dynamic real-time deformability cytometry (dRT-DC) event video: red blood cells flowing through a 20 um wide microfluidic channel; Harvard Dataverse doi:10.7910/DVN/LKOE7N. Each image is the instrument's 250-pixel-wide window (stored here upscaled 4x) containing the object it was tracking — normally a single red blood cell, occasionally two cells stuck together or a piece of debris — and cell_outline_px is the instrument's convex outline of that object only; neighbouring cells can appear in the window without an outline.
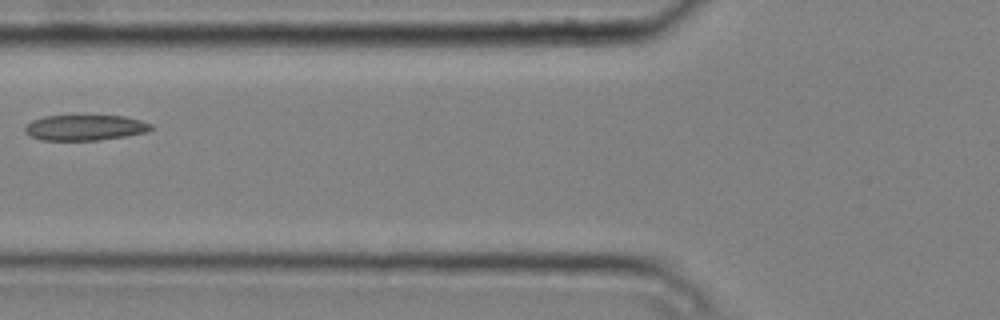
{"species": "common noctule bat (a hibernating species)", "species_latin": "Nyctalus noctula", "temperature_condition": "cold", "stored_images_in_passage": 4, "camera_frame_rate_fps": 3000, "um_per_image_px": 0.085, "animal": {"sex": "male", "body_mass_g": 20.4}, "frame": {"image": 1, "passage_image": 3, "time_ms": 0.667, "image_size_px": [1000, 320], "cell_outline_px": [[152, 128], [148, 132], [100, 140], [40, 140], [24, 132], [24, 128], [32, 120], [44, 116], [124, 116], [140, 120], [152, 124]], "centroid_in_image_um": [7.22, 10.85], "position_along_channel_um": 118.6, "area_um2": 18.67}}
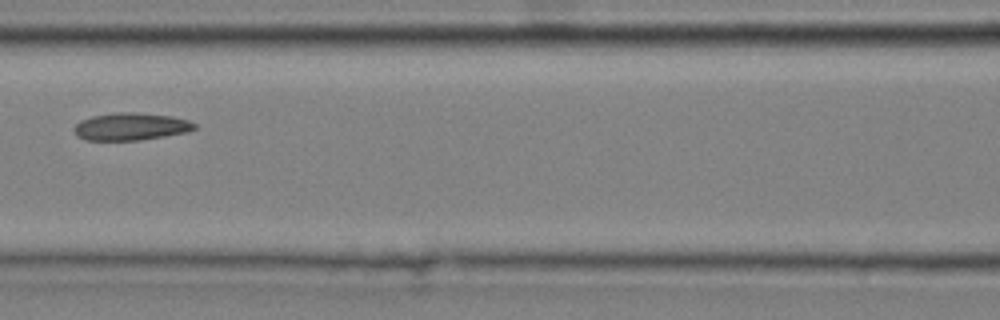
{"frame": {"image": 2, "passage_image": 4, "time_ms": 1.0, "image_size_px": [1000, 320], "cell_outline_px": [[196, 128], [184, 132], [164, 136], [140, 140], [84, 140], [72, 128], [80, 120], [92, 116], [120, 112], [132, 112], [172, 116], [188, 120], [196, 124]], "centroid_in_image_um": [11.11, 10.75], "position_along_channel_um": 155.5, "area_um2": 19.02}}